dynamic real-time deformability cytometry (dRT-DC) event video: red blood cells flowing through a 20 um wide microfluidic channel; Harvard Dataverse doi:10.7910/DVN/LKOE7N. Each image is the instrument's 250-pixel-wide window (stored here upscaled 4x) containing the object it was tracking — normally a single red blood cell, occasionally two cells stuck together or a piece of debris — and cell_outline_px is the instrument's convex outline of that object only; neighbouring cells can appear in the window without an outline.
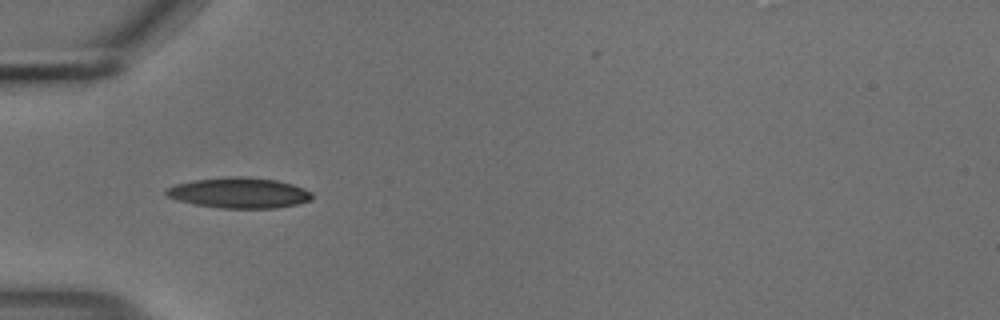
{"species": "common noctule bat (a hibernating species)", "species_latin": "Nyctalus noctula", "temperature_condition": "cold", "stored_images_in_passage": 36, "camera_frame_rate_fps": 3000, "um_per_image_px": 0.085, "animal": {"sex": "male", "body_mass_g": 18.8}, "frame": {"image": 1, "passage_image": 1, "time_ms": 0.0, "image_size_px": [1000, 320], "cell_outline_px": [[312, 200], [296, 204], [276, 208], [224, 208], [196, 204], [180, 200], [168, 196], [164, 192], [164, 188], [176, 184], [192, 180], [236, 176], [244, 176], [276, 180], [292, 184], [304, 188], [312, 192]], "centroid_in_image_um": [20.35, 16.38], "position_along_channel_um": 64.7, "area_um2": 25.84}}
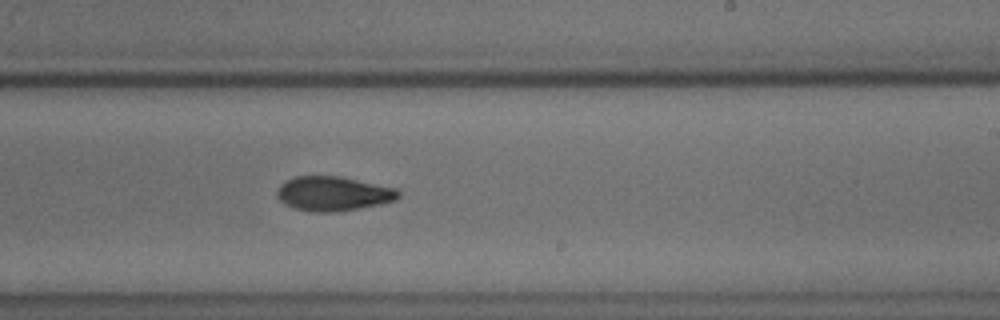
{"frame": {"image": 2, "passage_image": 17, "time_ms": 5.333, "image_size_px": [1000, 320], "cell_outline_px": [[400, 196], [396, 200], [380, 204], [360, 208], [336, 212], [316, 212], [292, 208], [284, 204], [276, 196], [276, 192], [280, 184], [284, 180], [296, 176], [340, 176], [396, 188], [400, 192]], "centroid_in_image_um": [28.3, 16.46], "position_along_channel_um": 260.7, "area_um2": 24.57}}
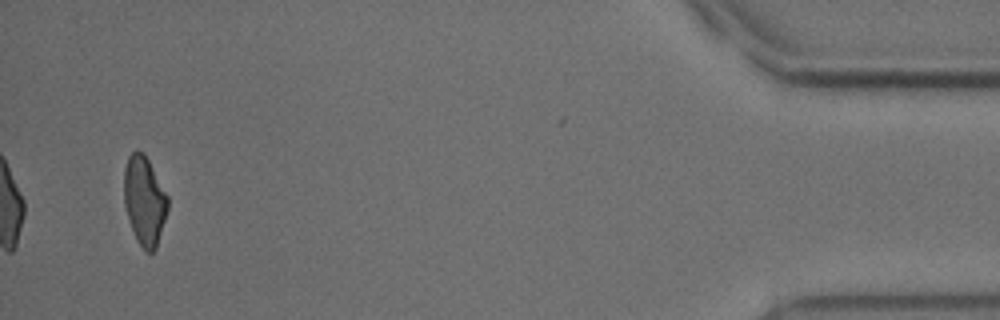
{"frame": {"image": 3, "passage_image": 36, "time_ms": 11.667, "image_size_px": [1000, 320], "cell_outline_px": [[168, 208], [156, 248], [152, 252], [144, 252], [136, 240], [128, 220], [124, 204], [124, 168], [128, 156], [136, 148], [144, 152], [168, 196]], "centroid_in_image_um": [12.26, 17.05], "position_along_channel_um": 422.9, "area_um2": 22.89}, "authors_computed_cell_mechanics": {"area_um2": 24.0448, "velocity_mm_per_s": 3.7081, "shape_relaxation_time_tau1_ms": 3.7724, "shape_relaxation_time_tau2_ms": 4.9067, "deformation_change_tau1": 0.1367, "deformation_change_tau2": 0.1021}}